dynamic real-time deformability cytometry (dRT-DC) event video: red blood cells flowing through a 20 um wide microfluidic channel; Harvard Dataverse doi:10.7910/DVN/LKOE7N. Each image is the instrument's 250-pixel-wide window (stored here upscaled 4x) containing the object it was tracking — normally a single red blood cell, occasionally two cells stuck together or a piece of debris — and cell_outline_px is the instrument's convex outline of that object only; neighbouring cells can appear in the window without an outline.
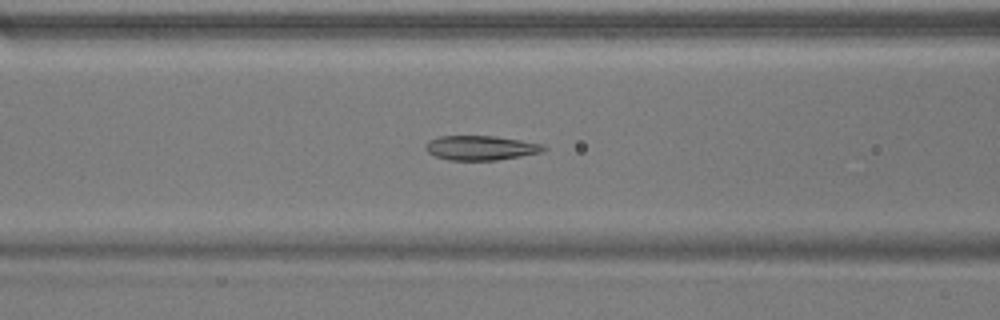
{"species": "common noctule bat (a hibernating species)", "species_latin": "Nyctalus noctula", "temperature_condition": "warm", "stored_images_in_passage": 40, "camera_frame_rate_fps": 3000, "um_per_image_px": 0.085, "animal": {"sex": "male", "body_mass_g": 17.9}, "frame": {"image": 1, "passage_image": 9, "time_ms": 2.667, "image_size_px": [1000, 320], "cell_outline_px": [[548, 148], [544, 152], [496, 160], [448, 160], [436, 156], [428, 152], [424, 148], [424, 144], [428, 140], [440, 136], [496, 136], [544, 144]], "centroid_in_image_um": [40.87, 12.56], "position_along_channel_um": 125.7, "area_um2": 16.99}}
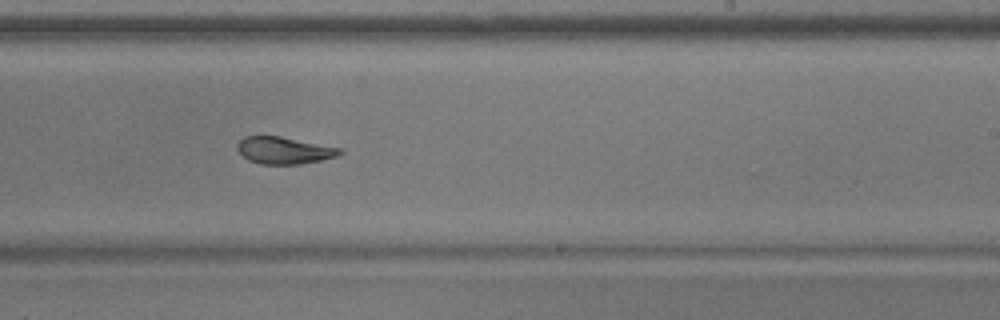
{"frame": {"image": 2, "passage_image": 20, "time_ms": 6.333, "image_size_px": [1000, 320], "cell_outline_px": [[344, 152], [336, 156], [320, 160], [300, 164], [260, 164], [248, 160], [236, 148], [236, 144], [244, 136], [280, 136], [340, 148]], "centroid_in_image_um": [24.12, 12.78], "position_along_channel_um": 264.9, "area_um2": 16.01}}
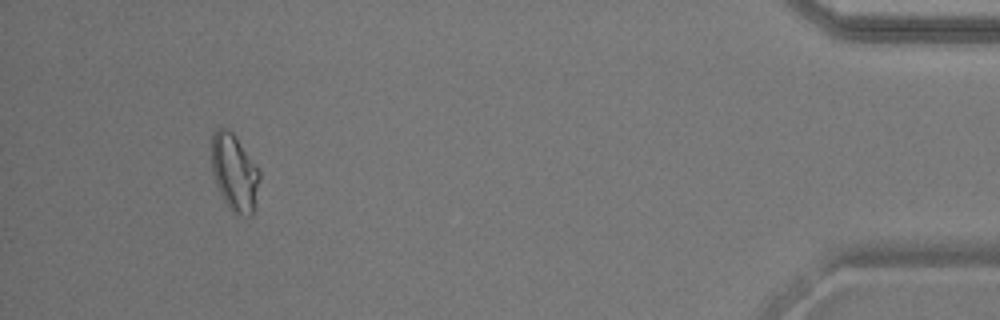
{"frame": {"image": 3, "passage_image": 37, "time_ms": 12.0, "image_size_px": [1000, 320], "cell_outline_px": [[260, 176], [252, 216], [244, 216], [232, 212], [228, 208], [216, 184], [212, 168], [212, 132], [216, 128], [228, 128], [232, 132], [260, 168]], "centroid_in_image_um": [19.94, 14.65], "position_along_channel_um": 415.3, "area_um2": 21.56}, "authors_computed_cell_mechanics": {"area_um2": 17.1666, "velocity_mm_per_s": 3.8026, "shape_relaxation_time_tau1_ms": null, "shape_relaxation_time_tau2_ms": 2.5691, "deformation_change_tau1": null, "deformation_change_tau2": 0.0837}}